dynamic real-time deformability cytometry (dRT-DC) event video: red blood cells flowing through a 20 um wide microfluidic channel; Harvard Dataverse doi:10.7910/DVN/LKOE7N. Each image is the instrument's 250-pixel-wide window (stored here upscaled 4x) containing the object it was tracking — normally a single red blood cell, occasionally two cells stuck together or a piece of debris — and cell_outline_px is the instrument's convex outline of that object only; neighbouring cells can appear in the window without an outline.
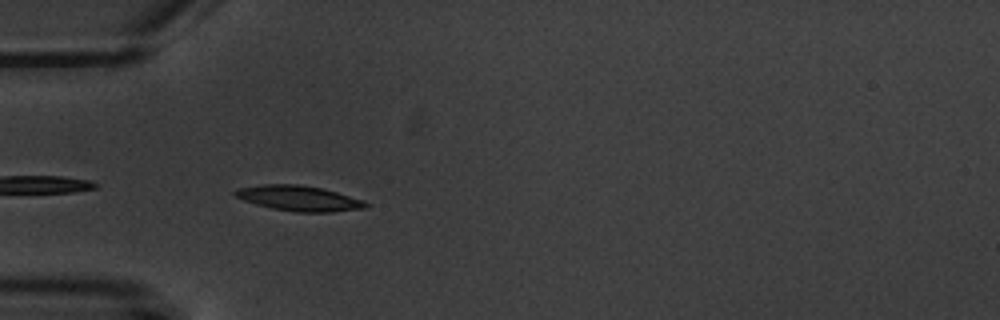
{"species": "common noctule bat (a hibernating species)", "species_latin": "Nyctalus noctula", "temperature_condition": "warm", "stored_images_in_passage": 6, "camera_frame_rate_fps": 3000, "um_per_image_px": 0.085, "animal": {"sex": "male", "body_mass_g": 20.1, "forearm_length_mm": 53.5}, "frame": {"image": 1, "passage_image": 4, "time_ms": 4.667, "image_size_px": [1000, 320], "cell_outline_px": [[368, 208], [332, 212], [296, 212], [272, 208], [256, 204], [244, 200], [236, 196], [232, 192], [236, 188], [264, 184], [300, 184], [320, 188], [336, 192], [364, 200], [368, 204]], "centroid_in_image_um": [25.41, 16.85], "position_along_channel_um": 59.6, "area_um2": 19.25}}